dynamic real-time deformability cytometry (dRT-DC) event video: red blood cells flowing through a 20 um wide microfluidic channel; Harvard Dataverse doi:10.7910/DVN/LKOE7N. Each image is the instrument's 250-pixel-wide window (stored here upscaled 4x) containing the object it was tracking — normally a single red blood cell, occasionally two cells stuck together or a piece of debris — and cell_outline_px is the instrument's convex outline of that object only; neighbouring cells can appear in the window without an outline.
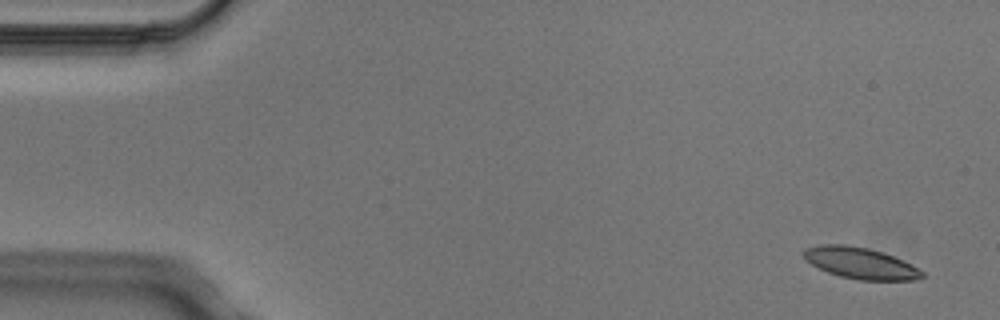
{"species": "Egyptian fruit bat (a non-hibernating species)", "species_latin": "Rousettus aegyptiacus", "temperature_condition": "cold", "stored_images_in_passage": 4, "camera_frame_rate_fps": 3000, "um_per_image_px": 0.085, "animal": {"sex": "male"}, "frame": {"image": 1, "passage_image": 1, "time_ms": 0.0, "image_size_px": [1000, 320], "cell_outline_px": [[924, 276], [916, 280], [856, 280], [840, 276], [828, 272], [804, 260], [800, 252], [804, 248], [820, 244], [844, 244], [868, 248], [892, 256], [924, 272]], "centroid_in_image_um": [73.04, 22.36], "position_along_channel_um": 12.0, "area_um2": 21.5}}
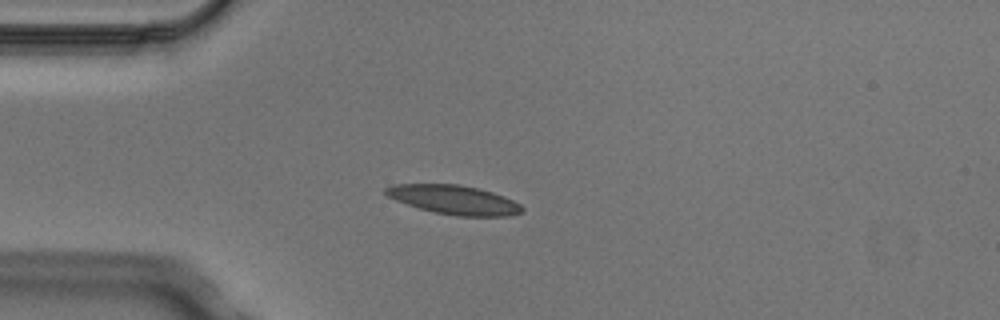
{"frame": {"image": 2, "passage_image": 4, "time_ms": 1.0, "image_size_px": [1000, 320], "cell_outline_px": [[524, 212], [508, 216], [456, 216], [436, 212], [420, 208], [396, 200], [388, 196], [384, 192], [384, 188], [392, 184], [460, 184], [480, 188], [504, 196], [520, 204], [524, 208]], "centroid_in_image_um": [38.62, 16.97], "position_along_channel_um": 46.4, "area_um2": 23.12}}